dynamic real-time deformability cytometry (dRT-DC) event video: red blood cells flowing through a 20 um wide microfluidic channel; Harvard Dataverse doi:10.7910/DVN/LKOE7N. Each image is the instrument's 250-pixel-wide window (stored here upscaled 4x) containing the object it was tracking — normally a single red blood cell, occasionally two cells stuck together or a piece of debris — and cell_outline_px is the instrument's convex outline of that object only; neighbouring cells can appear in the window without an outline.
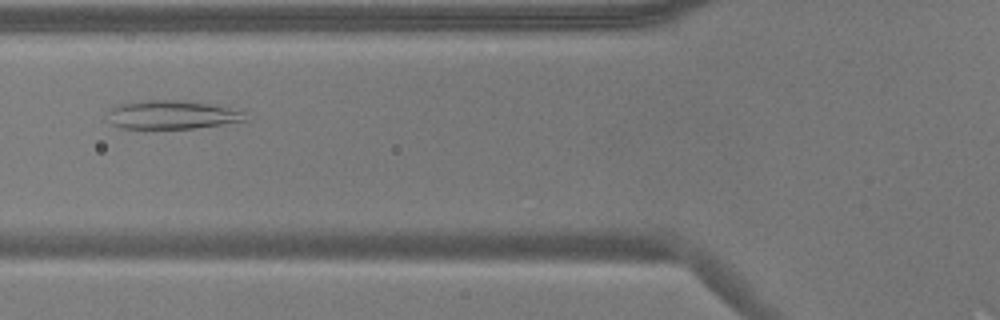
{"species": "common noctule bat (a hibernating species)", "species_latin": "Nyctalus noctula", "temperature_condition": "warm", "stored_images_in_passage": 51, "camera_frame_rate_fps": 3000, "um_per_image_px": 0.085, "animal": {"sex": "male", "body_mass_g": 17.9}, "frame": {"image": 1, "passage_image": 17, "time_ms": 5.333, "image_size_px": [1000, 320], "cell_outline_px": [[248, 120], [192, 128], [120, 128], [112, 124], [108, 120], [104, 112], [120, 104], [144, 100], [176, 100], [212, 104], [244, 112]], "centroid_in_image_um": [14.54, 9.75], "position_along_channel_um": 111.3, "area_um2": 22.77}}
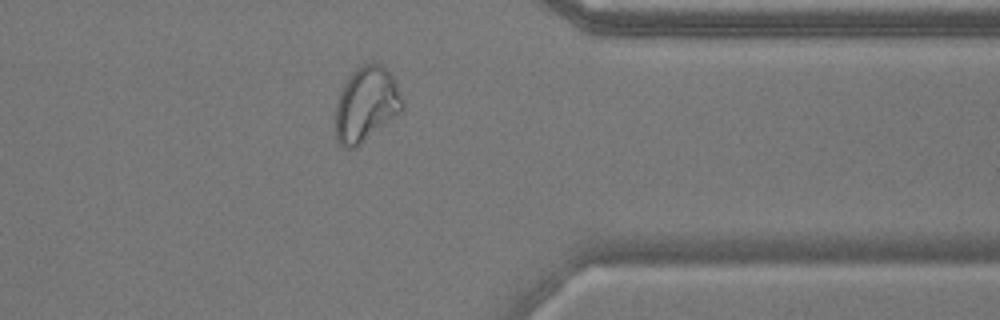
{"frame": {"image": 2, "passage_image": 40, "time_ms": 13.0, "image_size_px": [1000, 320], "cell_outline_px": [[404, 108], [400, 112], [356, 148], [340, 148], [336, 140], [336, 104], [340, 92], [344, 84], [352, 72], [356, 68], [364, 64], [380, 64], [396, 80], [404, 104]], "centroid_in_image_um": [31.12, 8.9], "position_along_channel_um": 380.3, "area_um2": 29.02}}
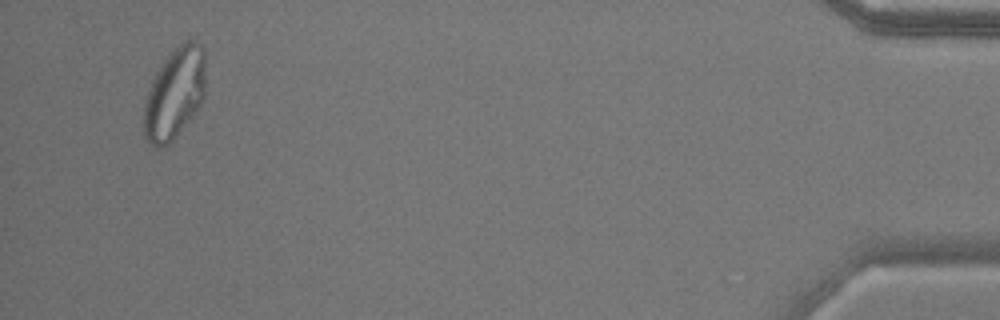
{"frame": {"image": 3, "passage_image": 49, "time_ms": 16.0, "image_size_px": [1000, 320], "cell_outline_px": [[204, 96], [196, 112], [172, 140], [168, 144], [160, 148], [156, 148], [148, 144], [144, 136], [144, 100], [148, 88], [156, 72], [164, 60], [184, 40], [192, 40], [200, 44], [204, 48]], "centroid_in_image_um": [14.82, 7.97], "position_along_channel_um": 420.4, "area_um2": 32.71}, "authors_computed_cell_mechanics": {"area_um2": 29.1312, "velocity_mm_per_s": 3.6607, "shape_relaxation_time_tau1_ms": null, "shape_relaxation_time_tau2_ms": 1.3861, "deformation_change_tau1": null, "deformation_change_tau2": 0.0765}}